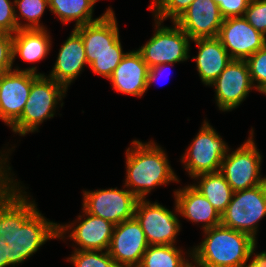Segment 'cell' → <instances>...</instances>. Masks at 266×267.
Listing matches in <instances>:
<instances>
[{"instance_id": "f35d334b", "label": "cell", "mask_w": 266, "mask_h": 267, "mask_svg": "<svg viewBox=\"0 0 266 267\" xmlns=\"http://www.w3.org/2000/svg\"><path fill=\"white\" fill-rule=\"evenodd\" d=\"M192 263H190L187 267H195V265L193 266V265H191Z\"/></svg>"}, {"instance_id": "7a4b0ae2", "label": "cell", "mask_w": 266, "mask_h": 267, "mask_svg": "<svg viewBox=\"0 0 266 267\" xmlns=\"http://www.w3.org/2000/svg\"><path fill=\"white\" fill-rule=\"evenodd\" d=\"M206 237L190 253L197 267H245L256 240L248 234L219 225L204 230Z\"/></svg>"}, {"instance_id": "8d00e7d4", "label": "cell", "mask_w": 266, "mask_h": 267, "mask_svg": "<svg viewBox=\"0 0 266 267\" xmlns=\"http://www.w3.org/2000/svg\"><path fill=\"white\" fill-rule=\"evenodd\" d=\"M256 260L263 266L266 267V251L256 254Z\"/></svg>"}, {"instance_id": "4316f807", "label": "cell", "mask_w": 266, "mask_h": 267, "mask_svg": "<svg viewBox=\"0 0 266 267\" xmlns=\"http://www.w3.org/2000/svg\"><path fill=\"white\" fill-rule=\"evenodd\" d=\"M68 259L76 267H118L108 251L75 250Z\"/></svg>"}, {"instance_id": "5b68a950", "label": "cell", "mask_w": 266, "mask_h": 267, "mask_svg": "<svg viewBox=\"0 0 266 267\" xmlns=\"http://www.w3.org/2000/svg\"><path fill=\"white\" fill-rule=\"evenodd\" d=\"M266 215V181L256 187L235 191L221 225L248 234L256 240L257 222Z\"/></svg>"}, {"instance_id": "d6986e66", "label": "cell", "mask_w": 266, "mask_h": 267, "mask_svg": "<svg viewBox=\"0 0 266 267\" xmlns=\"http://www.w3.org/2000/svg\"><path fill=\"white\" fill-rule=\"evenodd\" d=\"M175 210L193 222H205L204 230L221 225V215L192 185L175 191Z\"/></svg>"}, {"instance_id": "9c48e42d", "label": "cell", "mask_w": 266, "mask_h": 267, "mask_svg": "<svg viewBox=\"0 0 266 267\" xmlns=\"http://www.w3.org/2000/svg\"><path fill=\"white\" fill-rule=\"evenodd\" d=\"M41 74L36 67L14 69L0 75V119L11 126L22 114L32 83Z\"/></svg>"}, {"instance_id": "ba28073f", "label": "cell", "mask_w": 266, "mask_h": 267, "mask_svg": "<svg viewBox=\"0 0 266 267\" xmlns=\"http://www.w3.org/2000/svg\"><path fill=\"white\" fill-rule=\"evenodd\" d=\"M261 157L250 136L242 146L223 158L220 172L234 192L256 187L266 181V177L259 176Z\"/></svg>"}, {"instance_id": "277c9868", "label": "cell", "mask_w": 266, "mask_h": 267, "mask_svg": "<svg viewBox=\"0 0 266 267\" xmlns=\"http://www.w3.org/2000/svg\"><path fill=\"white\" fill-rule=\"evenodd\" d=\"M66 91L63 85L41 74L31 85L21 116L10 126L12 131L25 136L28 132L38 130L37 126L43 120L54 116L53 111Z\"/></svg>"}, {"instance_id": "9a60e30c", "label": "cell", "mask_w": 266, "mask_h": 267, "mask_svg": "<svg viewBox=\"0 0 266 267\" xmlns=\"http://www.w3.org/2000/svg\"><path fill=\"white\" fill-rule=\"evenodd\" d=\"M212 85L216 89L217 105L222 111L239 106L250 89L255 87L246 60H231Z\"/></svg>"}, {"instance_id": "74e56055", "label": "cell", "mask_w": 266, "mask_h": 267, "mask_svg": "<svg viewBox=\"0 0 266 267\" xmlns=\"http://www.w3.org/2000/svg\"><path fill=\"white\" fill-rule=\"evenodd\" d=\"M245 267H263V266L256 260V255H255L251 263H249V265Z\"/></svg>"}, {"instance_id": "603a6c76", "label": "cell", "mask_w": 266, "mask_h": 267, "mask_svg": "<svg viewBox=\"0 0 266 267\" xmlns=\"http://www.w3.org/2000/svg\"><path fill=\"white\" fill-rule=\"evenodd\" d=\"M202 177V178H201ZM194 178H201L199 185H192L209 203L222 215L231 202L234 191L225 180L224 175L218 171L201 174Z\"/></svg>"}, {"instance_id": "52a82bcc", "label": "cell", "mask_w": 266, "mask_h": 267, "mask_svg": "<svg viewBox=\"0 0 266 267\" xmlns=\"http://www.w3.org/2000/svg\"><path fill=\"white\" fill-rule=\"evenodd\" d=\"M174 28L162 27L157 20L156 33L137 51L149 69L161 64H173L188 59L190 47L189 36L175 23Z\"/></svg>"}, {"instance_id": "1f68e13d", "label": "cell", "mask_w": 266, "mask_h": 267, "mask_svg": "<svg viewBox=\"0 0 266 267\" xmlns=\"http://www.w3.org/2000/svg\"><path fill=\"white\" fill-rule=\"evenodd\" d=\"M244 18L257 31L266 36V0H251Z\"/></svg>"}, {"instance_id": "8992f818", "label": "cell", "mask_w": 266, "mask_h": 267, "mask_svg": "<svg viewBox=\"0 0 266 267\" xmlns=\"http://www.w3.org/2000/svg\"><path fill=\"white\" fill-rule=\"evenodd\" d=\"M228 146L212 126L204 121L198 135L188 148L182 162L189 175L194 177L218 172L223 158L227 155Z\"/></svg>"}, {"instance_id": "2e32d148", "label": "cell", "mask_w": 266, "mask_h": 267, "mask_svg": "<svg viewBox=\"0 0 266 267\" xmlns=\"http://www.w3.org/2000/svg\"><path fill=\"white\" fill-rule=\"evenodd\" d=\"M223 20L213 0H195L174 22L194 40L218 37Z\"/></svg>"}, {"instance_id": "4fadbf2b", "label": "cell", "mask_w": 266, "mask_h": 267, "mask_svg": "<svg viewBox=\"0 0 266 267\" xmlns=\"http://www.w3.org/2000/svg\"><path fill=\"white\" fill-rule=\"evenodd\" d=\"M83 40L87 63L104 53H124L114 12L109 7L102 17L92 23L74 28Z\"/></svg>"}, {"instance_id": "83f0119b", "label": "cell", "mask_w": 266, "mask_h": 267, "mask_svg": "<svg viewBox=\"0 0 266 267\" xmlns=\"http://www.w3.org/2000/svg\"><path fill=\"white\" fill-rule=\"evenodd\" d=\"M195 0H154L149 9L154 8L155 19L161 22L171 18L174 22Z\"/></svg>"}, {"instance_id": "30bf717a", "label": "cell", "mask_w": 266, "mask_h": 267, "mask_svg": "<svg viewBox=\"0 0 266 267\" xmlns=\"http://www.w3.org/2000/svg\"><path fill=\"white\" fill-rule=\"evenodd\" d=\"M134 217L140 223L149 245H174L180 230L176 215L159 203L138 199Z\"/></svg>"}, {"instance_id": "d6a6232c", "label": "cell", "mask_w": 266, "mask_h": 267, "mask_svg": "<svg viewBox=\"0 0 266 267\" xmlns=\"http://www.w3.org/2000/svg\"><path fill=\"white\" fill-rule=\"evenodd\" d=\"M14 3L9 0H0V32L14 34L17 30L23 29L16 15Z\"/></svg>"}, {"instance_id": "44dd1931", "label": "cell", "mask_w": 266, "mask_h": 267, "mask_svg": "<svg viewBox=\"0 0 266 267\" xmlns=\"http://www.w3.org/2000/svg\"><path fill=\"white\" fill-rule=\"evenodd\" d=\"M83 215L88 216L77 225L69 237L79 245V249L89 251H108L115 225L105 219L91 215L83 209Z\"/></svg>"}, {"instance_id": "e0dca14e", "label": "cell", "mask_w": 266, "mask_h": 267, "mask_svg": "<svg viewBox=\"0 0 266 267\" xmlns=\"http://www.w3.org/2000/svg\"><path fill=\"white\" fill-rule=\"evenodd\" d=\"M149 67L138 51L127 52L109 78L116 92L142 96L147 87Z\"/></svg>"}, {"instance_id": "4dcf8cb0", "label": "cell", "mask_w": 266, "mask_h": 267, "mask_svg": "<svg viewBox=\"0 0 266 267\" xmlns=\"http://www.w3.org/2000/svg\"><path fill=\"white\" fill-rule=\"evenodd\" d=\"M126 53H104L96 57L89 65L95 74L110 78Z\"/></svg>"}, {"instance_id": "cb8c5ba5", "label": "cell", "mask_w": 266, "mask_h": 267, "mask_svg": "<svg viewBox=\"0 0 266 267\" xmlns=\"http://www.w3.org/2000/svg\"><path fill=\"white\" fill-rule=\"evenodd\" d=\"M50 10L64 23L76 21V26L89 24L99 20L93 19V6L98 0H48Z\"/></svg>"}, {"instance_id": "f1b7e54d", "label": "cell", "mask_w": 266, "mask_h": 267, "mask_svg": "<svg viewBox=\"0 0 266 267\" xmlns=\"http://www.w3.org/2000/svg\"><path fill=\"white\" fill-rule=\"evenodd\" d=\"M7 158L0 159V233L5 229V205L14 197L17 189V183L9 178L5 165ZM13 183V184H12ZM16 185V186H15Z\"/></svg>"}, {"instance_id": "836d02e7", "label": "cell", "mask_w": 266, "mask_h": 267, "mask_svg": "<svg viewBox=\"0 0 266 267\" xmlns=\"http://www.w3.org/2000/svg\"><path fill=\"white\" fill-rule=\"evenodd\" d=\"M220 9L224 19L230 17H242L251 0H213Z\"/></svg>"}, {"instance_id": "7c38bea8", "label": "cell", "mask_w": 266, "mask_h": 267, "mask_svg": "<svg viewBox=\"0 0 266 267\" xmlns=\"http://www.w3.org/2000/svg\"><path fill=\"white\" fill-rule=\"evenodd\" d=\"M148 246L140 223L133 217L115 225L108 253L118 267H138Z\"/></svg>"}, {"instance_id": "f546056e", "label": "cell", "mask_w": 266, "mask_h": 267, "mask_svg": "<svg viewBox=\"0 0 266 267\" xmlns=\"http://www.w3.org/2000/svg\"><path fill=\"white\" fill-rule=\"evenodd\" d=\"M250 77L255 88L261 93L266 89V44L246 60Z\"/></svg>"}, {"instance_id": "6da1fadb", "label": "cell", "mask_w": 266, "mask_h": 267, "mask_svg": "<svg viewBox=\"0 0 266 267\" xmlns=\"http://www.w3.org/2000/svg\"><path fill=\"white\" fill-rule=\"evenodd\" d=\"M19 188L5 205V229L0 233V267L22 263L51 238H63L70 225L47 221ZM20 191V192H19Z\"/></svg>"}, {"instance_id": "d590c367", "label": "cell", "mask_w": 266, "mask_h": 267, "mask_svg": "<svg viewBox=\"0 0 266 267\" xmlns=\"http://www.w3.org/2000/svg\"><path fill=\"white\" fill-rule=\"evenodd\" d=\"M167 64H161L155 67H152L149 69L148 72V78H147V87H149L151 85V83H153L157 76L159 75V73H162V70L167 67Z\"/></svg>"}, {"instance_id": "7402d4cb", "label": "cell", "mask_w": 266, "mask_h": 267, "mask_svg": "<svg viewBox=\"0 0 266 267\" xmlns=\"http://www.w3.org/2000/svg\"><path fill=\"white\" fill-rule=\"evenodd\" d=\"M13 35V61L17 54L27 62L42 60L50 50V36L45 29H19Z\"/></svg>"}, {"instance_id": "3957f363", "label": "cell", "mask_w": 266, "mask_h": 267, "mask_svg": "<svg viewBox=\"0 0 266 267\" xmlns=\"http://www.w3.org/2000/svg\"><path fill=\"white\" fill-rule=\"evenodd\" d=\"M132 144L134 147L126 151L125 186L132 187L129 191L138 199H145L153 187L179 181L160 146L153 142L144 144L139 140H134Z\"/></svg>"}, {"instance_id": "484cf974", "label": "cell", "mask_w": 266, "mask_h": 267, "mask_svg": "<svg viewBox=\"0 0 266 267\" xmlns=\"http://www.w3.org/2000/svg\"><path fill=\"white\" fill-rule=\"evenodd\" d=\"M14 6L19 9L20 16L29 22L23 25V29H45L39 20L45 8L49 7L48 0H14Z\"/></svg>"}, {"instance_id": "d4e9b609", "label": "cell", "mask_w": 266, "mask_h": 267, "mask_svg": "<svg viewBox=\"0 0 266 267\" xmlns=\"http://www.w3.org/2000/svg\"><path fill=\"white\" fill-rule=\"evenodd\" d=\"M181 253L174 245H149L138 267H187Z\"/></svg>"}, {"instance_id": "ac0fdd59", "label": "cell", "mask_w": 266, "mask_h": 267, "mask_svg": "<svg viewBox=\"0 0 266 267\" xmlns=\"http://www.w3.org/2000/svg\"><path fill=\"white\" fill-rule=\"evenodd\" d=\"M87 63L85 47L81 35L73 29L70 37L64 42L49 78L63 85H68L80 74Z\"/></svg>"}, {"instance_id": "e575fe53", "label": "cell", "mask_w": 266, "mask_h": 267, "mask_svg": "<svg viewBox=\"0 0 266 267\" xmlns=\"http://www.w3.org/2000/svg\"><path fill=\"white\" fill-rule=\"evenodd\" d=\"M13 34L0 32V69L3 72L12 70Z\"/></svg>"}, {"instance_id": "8fae6325", "label": "cell", "mask_w": 266, "mask_h": 267, "mask_svg": "<svg viewBox=\"0 0 266 267\" xmlns=\"http://www.w3.org/2000/svg\"><path fill=\"white\" fill-rule=\"evenodd\" d=\"M83 196V209L87 213L108 220L114 225L134 217L138 198L129 189L85 191Z\"/></svg>"}, {"instance_id": "ffe728a7", "label": "cell", "mask_w": 266, "mask_h": 267, "mask_svg": "<svg viewBox=\"0 0 266 267\" xmlns=\"http://www.w3.org/2000/svg\"><path fill=\"white\" fill-rule=\"evenodd\" d=\"M196 67L202 82L211 85L232 60L218 37L197 38Z\"/></svg>"}, {"instance_id": "5bb4252c", "label": "cell", "mask_w": 266, "mask_h": 267, "mask_svg": "<svg viewBox=\"0 0 266 267\" xmlns=\"http://www.w3.org/2000/svg\"><path fill=\"white\" fill-rule=\"evenodd\" d=\"M218 38L232 60H247L266 44V36L249 24L244 16L224 19Z\"/></svg>"}]
</instances>
